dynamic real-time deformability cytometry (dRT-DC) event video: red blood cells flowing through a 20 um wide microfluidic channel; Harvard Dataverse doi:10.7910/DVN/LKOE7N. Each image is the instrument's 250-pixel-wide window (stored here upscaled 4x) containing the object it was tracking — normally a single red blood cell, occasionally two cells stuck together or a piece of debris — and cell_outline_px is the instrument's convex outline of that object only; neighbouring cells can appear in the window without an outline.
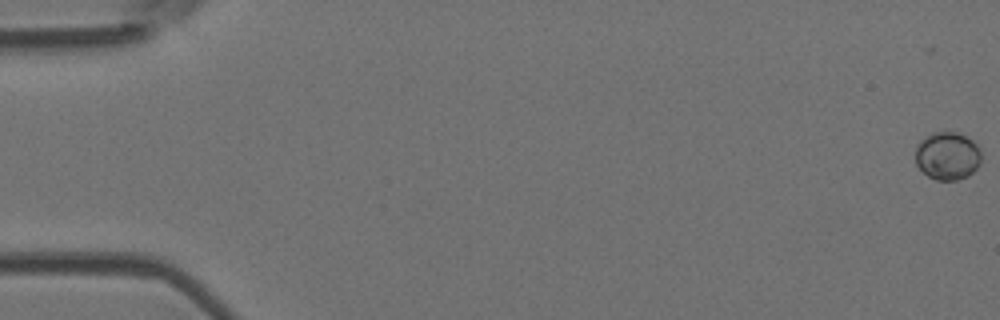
{"species": "Egyptian fruit bat (a non-hibernating species)", "species_latin": "Rousettus aegyptiacus", "temperature_condition": "room temperature", "stored_images_in_passage": 55, "camera_frame_rate_fps": 3000, "um_per_image_px": 0.085, "animal": {"sex": "female"}, "frame": {"image": 1, "passage_image": 1, "time_ms": 0.0, "image_size_px": [1000, 320], "cell_outline_px": [[980, 164], [968, 176], [956, 180], [936, 180], [928, 176], [916, 164], [916, 144], [920, 140], [932, 132], [960, 132], [968, 136], [980, 148]], "centroid_in_image_um": [80.54, 13.23], "position_along_channel_um": 4.5, "area_um2": 18.55}}
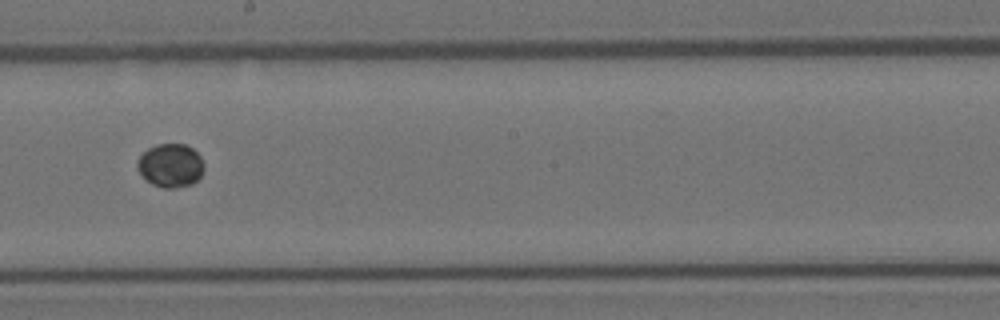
{"frame": {"image": 2, "passage_image": 32, "time_ms": 10.333, "image_size_px": [1000, 320], "cell_outline_px": [[204, 172], [192, 184], [176, 188], [164, 188], [152, 184], [136, 168], [136, 164], [140, 156], [148, 148], [156, 144], [184, 144], [192, 148], [200, 156], [204, 164]], "centroid_in_image_um": [14.51, 14.06], "position_along_channel_um": 233.7, "area_um2": 16.88}}
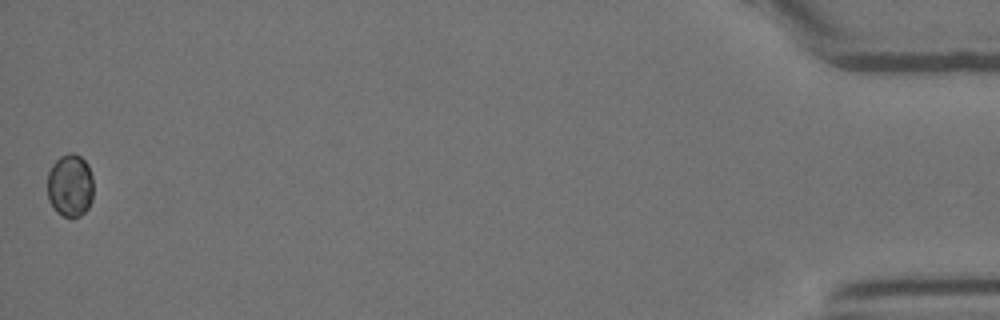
{"frame": {"image": 3, "passage_image": 55, "time_ms": 18.0, "image_size_px": [1000, 320], "cell_outline_px": [[92, 200], [88, 208], [80, 216], [64, 216], [56, 212], [48, 200], [48, 172], [52, 164], [60, 156], [68, 152], [72, 152], [80, 156], [88, 164], [92, 176]], "centroid_in_image_um": [5.95, 15.75], "position_along_channel_um": 429.2, "area_um2": 16.94}}